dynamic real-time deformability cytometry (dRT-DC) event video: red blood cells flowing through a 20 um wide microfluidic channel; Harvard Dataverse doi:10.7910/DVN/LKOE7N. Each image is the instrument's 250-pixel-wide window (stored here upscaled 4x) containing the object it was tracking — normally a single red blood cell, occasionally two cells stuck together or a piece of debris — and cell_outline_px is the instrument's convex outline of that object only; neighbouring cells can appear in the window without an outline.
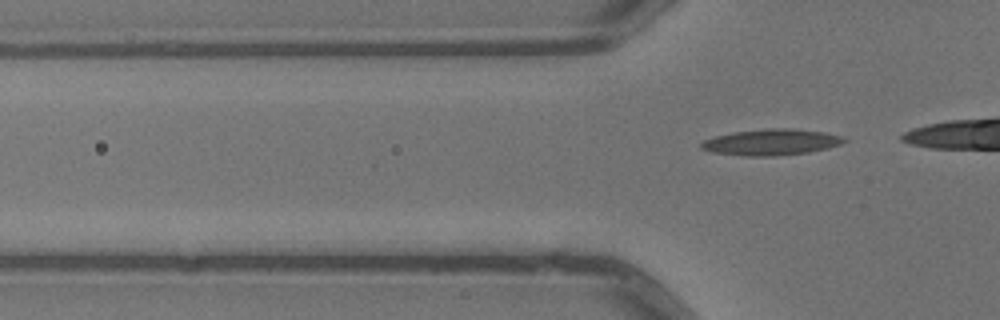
{"species": "common noctule bat (a hibernating species)", "species_latin": "Nyctalus noctula", "temperature_condition": "warm", "stored_images_in_passage": 7, "camera_frame_rate_fps": 3000, "um_per_image_px": 0.085, "animal": {"sex": "male", "body_mass_g": 13.3}, "frame": {"image": 1, "passage_image": 7, "time_ms": 2.0, "image_size_px": [1000, 320], "cell_outline_px": [[848, 140], [840, 144], [828, 148], [808, 152], [772, 156], [744, 156], [712, 152], [700, 148], [700, 144], [704, 140], [716, 136], [732, 132], [768, 128], [788, 128], [824, 132], [844, 136]], "centroid_in_image_um": [65.56, 12.08], "position_along_channel_um": 60.2, "area_um2": 21.73}}